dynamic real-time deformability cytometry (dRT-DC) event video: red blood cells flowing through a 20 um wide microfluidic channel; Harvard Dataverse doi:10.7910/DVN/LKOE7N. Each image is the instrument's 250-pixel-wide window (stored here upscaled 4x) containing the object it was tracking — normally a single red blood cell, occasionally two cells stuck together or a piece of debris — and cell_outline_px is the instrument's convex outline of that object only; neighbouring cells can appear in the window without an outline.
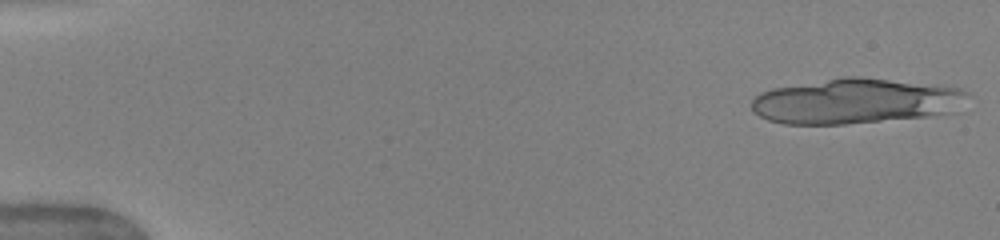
{"species": "human", "species_latin": "Homo sapiens", "temperature_condition": "warm", "stored_images_in_passage": 15, "camera_frame_rate_fps": 3000, "um_per_image_px": 0.085, "donor": {"sex": "female"}, "frame": {"image": 1, "passage_image": 1, "time_ms": 0.0, "image_size_px": [1000, 240], "cell_outline_px": [[968, 92], [960, 112], [928, 116], [844, 124], [784, 124], [768, 120], [752, 112], [752, 100], [760, 92], [772, 88], [844, 76], [860, 76], [940, 84], [960, 88]], "centroid_in_image_um": [72.78, 8.58], "position_along_channel_um": 12.2, "area_um2": 57.68}}